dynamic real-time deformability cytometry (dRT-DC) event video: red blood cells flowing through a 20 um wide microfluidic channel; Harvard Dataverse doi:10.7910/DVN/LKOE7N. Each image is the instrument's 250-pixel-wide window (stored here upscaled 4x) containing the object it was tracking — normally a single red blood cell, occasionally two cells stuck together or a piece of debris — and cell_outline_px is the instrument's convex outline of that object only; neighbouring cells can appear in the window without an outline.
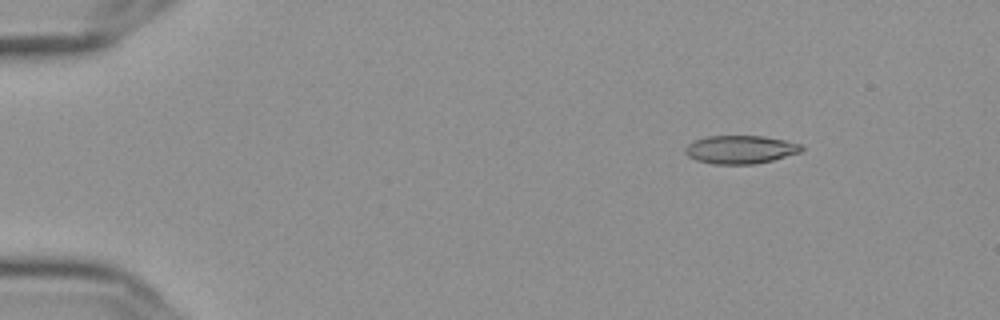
{"species": "Egyptian fruit bat (a non-hibernating species)", "species_latin": "Rousettus aegyptiacus", "temperature_condition": "cold", "stored_images_in_passage": 18, "camera_frame_rate_fps": 3000, "um_per_image_px": 0.085, "frame": {"image": 1, "passage_image": 8, "time_ms": 2.333, "image_size_px": [1000, 320], "cell_outline_px": [[804, 148], [800, 152], [772, 160], [756, 164], [712, 164], [696, 160], [688, 156], [684, 152], [684, 148], [688, 144], [696, 140], [708, 136], [764, 136], [784, 140], [800, 144]], "centroid_in_image_um": [62.91, 12.71], "position_along_channel_um": 22.1, "area_um2": 19.07}}